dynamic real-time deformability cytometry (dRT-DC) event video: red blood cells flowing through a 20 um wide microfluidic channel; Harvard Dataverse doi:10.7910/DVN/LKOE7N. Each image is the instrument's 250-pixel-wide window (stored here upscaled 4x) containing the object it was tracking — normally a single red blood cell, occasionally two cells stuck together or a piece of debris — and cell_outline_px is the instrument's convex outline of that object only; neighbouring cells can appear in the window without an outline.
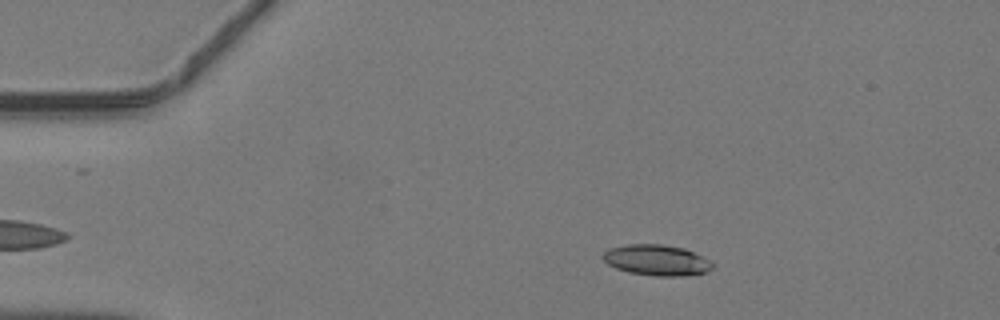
{"species": "common noctule bat (a hibernating species)", "species_latin": "Nyctalus noctula", "temperature_condition": "warm", "stored_images_in_passage": 41, "camera_frame_rate_fps": 3000, "um_per_image_px": 0.085, "animal": {"sex": "male", "body_mass_g": 19.2, "forearm_length_mm": 51.8}, "frame": {"image": 1, "passage_image": 3, "time_ms": 0.667, "image_size_px": [1000, 320], "cell_outline_px": [[716, 264], [708, 272], [684, 276], [656, 276], [628, 272], [616, 268], [608, 264], [600, 256], [608, 248], [628, 244], [664, 244], [684, 248]], "centroid_in_image_um": [55.8, 22.11], "position_along_channel_um": 29.2, "area_um2": 19.77}}
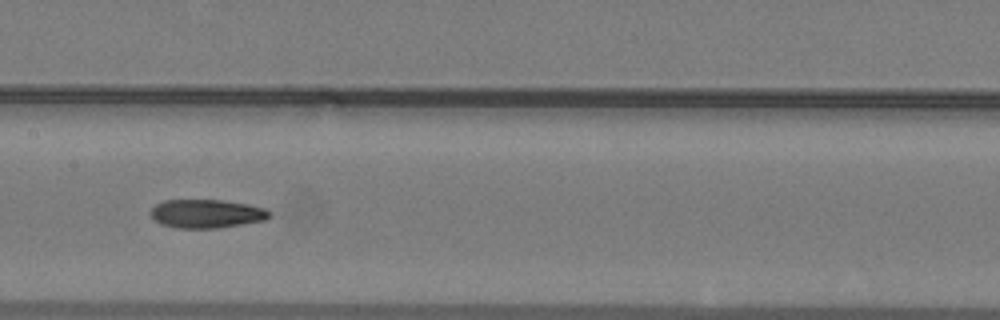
{"frame": {"image": 2, "passage_image": 18, "time_ms": 5.667, "image_size_px": [1000, 320], "cell_outline_px": [[268, 216], [264, 220], [216, 228], [176, 228], [160, 224], [148, 212], [156, 204], [164, 200], [224, 200], [248, 204], [264, 208], [268, 212]], "centroid_in_image_um": [17.49, 18.16], "position_along_channel_um": 189.9, "area_um2": 19.59}}
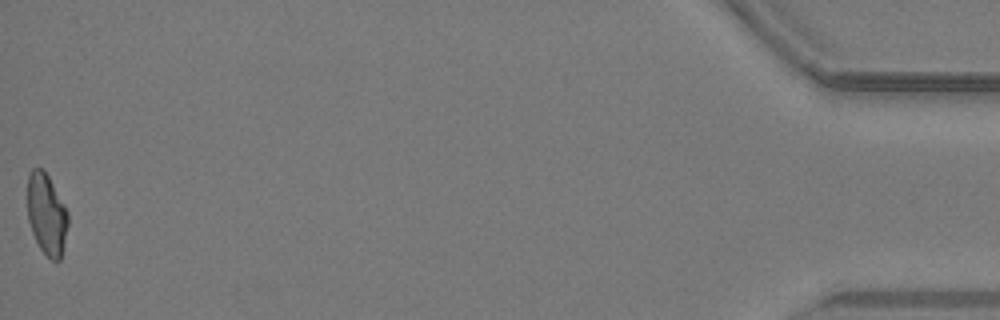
{"frame": {"image": 3, "passage_image": 41, "time_ms": 13.333, "image_size_px": [1000, 320], "cell_outline_px": [[68, 224], [60, 260], [52, 260], [40, 248], [32, 232], [28, 220], [28, 176], [32, 168], [44, 168], [64, 204], [68, 212]], "centroid_in_image_um": [3.96, 18.18], "position_along_channel_um": 431.2, "area_um2": 19.02}}